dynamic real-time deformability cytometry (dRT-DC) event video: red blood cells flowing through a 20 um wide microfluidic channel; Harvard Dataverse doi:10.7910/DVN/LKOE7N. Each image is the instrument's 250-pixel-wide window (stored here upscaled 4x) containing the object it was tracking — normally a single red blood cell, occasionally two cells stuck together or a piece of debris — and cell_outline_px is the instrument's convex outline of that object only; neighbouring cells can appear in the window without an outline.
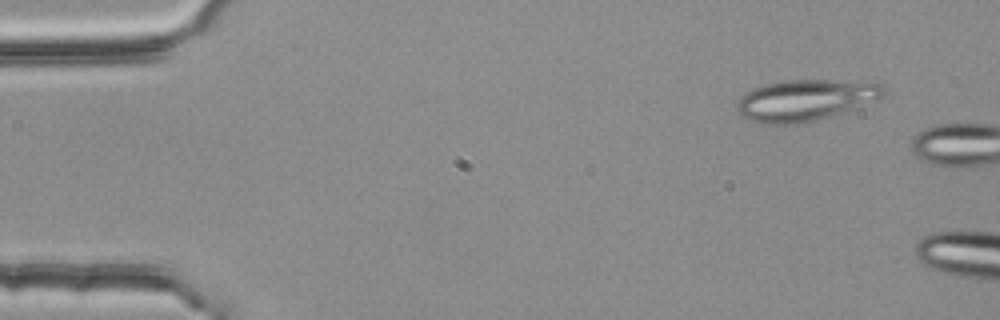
{"species": "common noctule bat (a hibernating species)", "species_latin": "Nyctalus noctula", "temperature_condition": "room temperature", "stored_images_in_passage": 8, "camera_frame_rate_fps": 3000, "um_per_image_px": 0.085, "animal": {"sex": "female", "body_mass_g": 25.1}, "frame": {"image": 1, "passage_image": 5, "time_ms": 1.333, "image_size_px": [1000, 320], "cell_outline_px": [[888, 92], [884, 96], [852, 108], [816, 120], [792, 124], [760, 124], [748, 120], [740, 116], [736, 112], [736, 104], [740, 96], [752, 88], [764, 84], [784, 80], [836, 80], [884, 84]], "centroid_in_image_um": [68.37, 8.51], "position_along_channel_um": 16.6, "area_um2": 35.26}}